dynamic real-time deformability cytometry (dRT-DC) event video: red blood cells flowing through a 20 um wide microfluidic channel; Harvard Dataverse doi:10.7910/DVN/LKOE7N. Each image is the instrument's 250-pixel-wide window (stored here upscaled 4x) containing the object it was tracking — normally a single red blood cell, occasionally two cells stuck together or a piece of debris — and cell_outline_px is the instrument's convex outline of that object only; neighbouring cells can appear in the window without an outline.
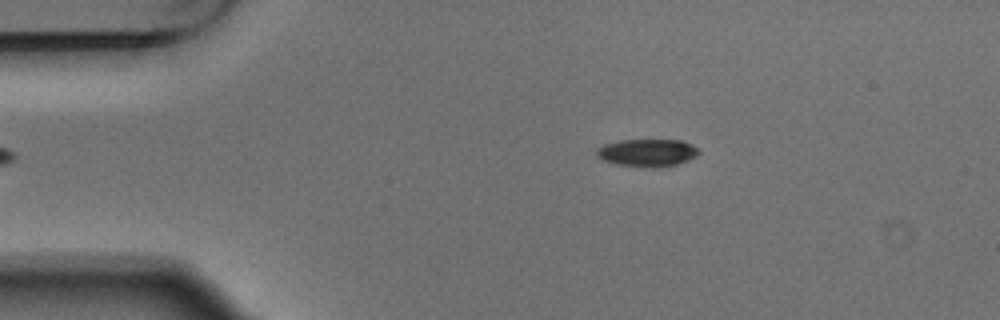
{"species": "Egyptian fruit bat (a non-hibernating species)", "species_latin": "Rousettus aegyptiacus", "temperature_condition": "warm", "stored_images_in_passage": 4, "camera_frame_rate_fps": 3000, "um_per_image_px": 0.085, "animal": {"sex": "male"}, "frame": {"image": 1, "passage_image": 2, "time_ms": 0.333, "image_size_px": [1000, 320], "cell_outline_px": [[700, 152], [696, 156], [688, 160], [676, 164], [656, 168], [648, 168], [612, 164], [596, 156], [596, 148], [604, 144], [620, 140], [684, 140], [700, 148]], "centroid_in_image_um": [55.02, 12.98], "position_along_channel_um": 30.0, "area_um2": 16.76}}